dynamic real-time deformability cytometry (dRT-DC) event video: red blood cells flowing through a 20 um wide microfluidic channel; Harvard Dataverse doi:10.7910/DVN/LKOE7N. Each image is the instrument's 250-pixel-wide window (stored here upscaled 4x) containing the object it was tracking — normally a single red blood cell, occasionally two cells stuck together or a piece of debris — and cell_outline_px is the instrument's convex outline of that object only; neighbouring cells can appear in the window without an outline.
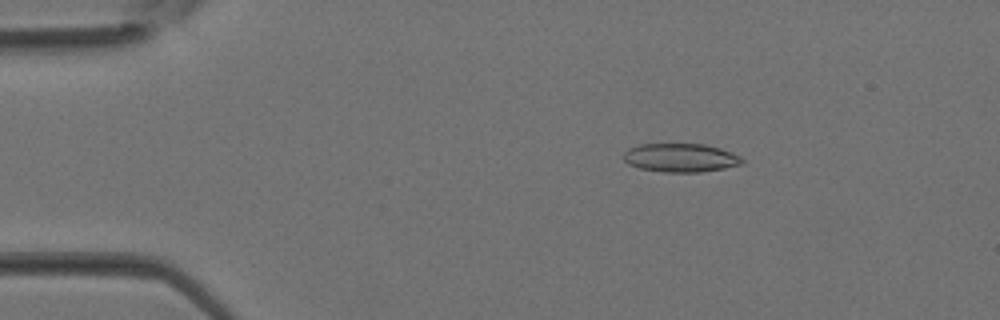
{"species": "Egyptian fruit bat (a non-hibernating species)", "species_latin": "Rousettus aegyptiacus", "temperature_condition": "room temperature", "stored_images_in_passage": 37, "camera_frame_rate_fps": 3000, "um_per_image_px": 0.085, "animal": {"sex": "female"}, "frame": {"image": 1, "passage_image": 6, "time_ms": 1.667, "image_size_px": [1000, 320], "cell_outline_px": [[744, 164], [724, 168], [700, 172], [664, 172], [640, 168], [628, 164], [624, 160], [624, 152], [628, 148], [640, 144], [704, 144], [720, 148], [740, 156], [744, 160]], "centroid_in_image_um": [57.85, 13.41], "position_along_channel_um": 27.1, "area_um2": 19.77}}
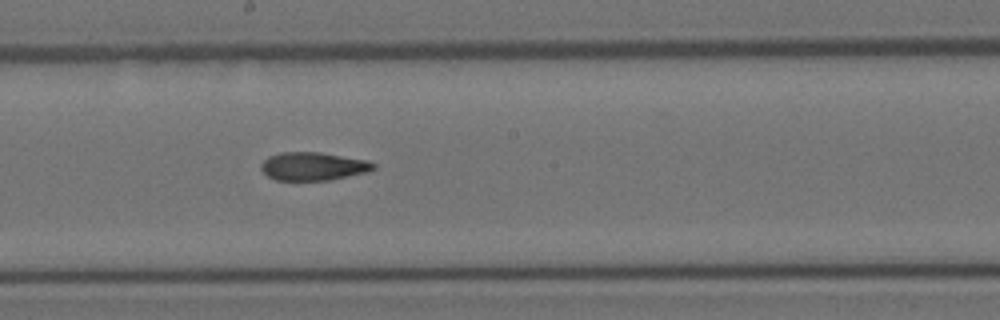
{"frame": {"image": 2, "passage_image": 20, "time_ms": 6.333, "image_size_px": [1000, 320], "cell_outline_px": [[376, 168], [368, 172], [328, 180], [276, 180], [268, 176], [260, 168], [260, 164], [268, 156], [280, 152], [320, 152], [368, 160], [376, 164]], "centroid_in_image_um": [26.63, 14.13], "position_along_channel_um": 221.6, "area_um2": 18.55}}
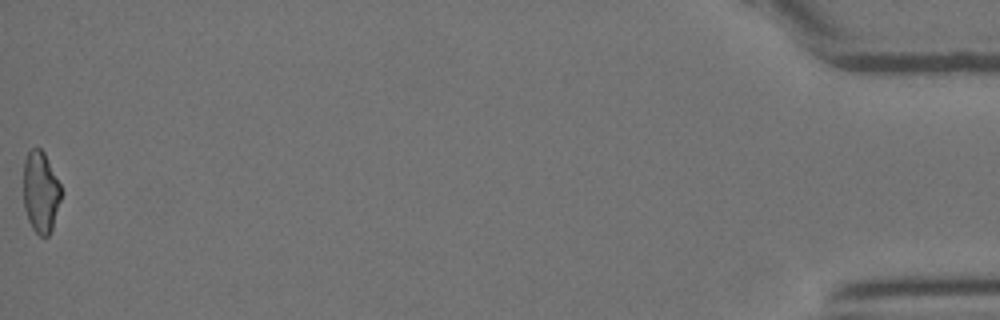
{"frame": {"image": 3, "passage_image": 37, "time_ms": 12.0, "image_size_px": [1000, 320], "cell_outline_px": [[64, 192], [52, 228], [48, 236], [40, 236], [32, 228], [28, 220], [24, 208], [24, 160], [28, 152], [32, 148], [40, 148], [44, 152]], "centroid_in_image_um": [3.48, 16.33], "position_along_channel_um": 431.7, "area_um2": 18.03}}